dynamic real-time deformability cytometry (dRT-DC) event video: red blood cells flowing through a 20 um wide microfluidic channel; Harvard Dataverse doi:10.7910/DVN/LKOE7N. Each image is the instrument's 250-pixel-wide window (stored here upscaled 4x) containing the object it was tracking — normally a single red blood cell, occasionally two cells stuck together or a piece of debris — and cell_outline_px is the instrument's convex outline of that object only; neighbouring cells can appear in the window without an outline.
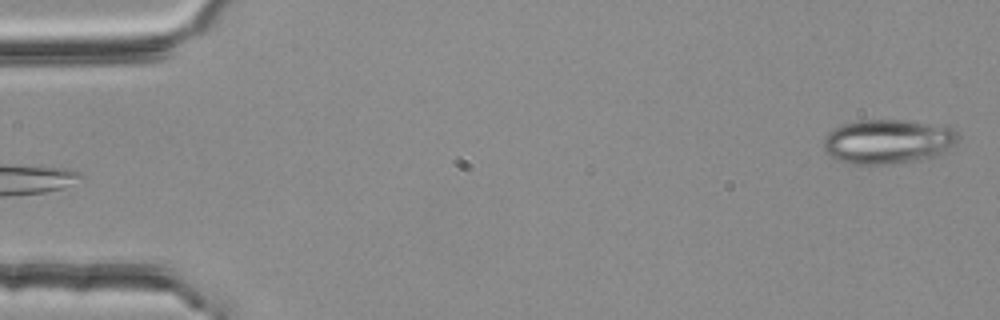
{"species": "common noctule bat (a hibernating species)", "species_latin": "Nyctalus noctula", "temperature_condition": "room temperature", "stored_images_in_passage": 3, "camera_frame_rate_fps": 3000, "um_per_image_px": 0.085, "animal": {"sex": "female", "body_mass_g": 25.1}, "frame": {"image": 1, "passage_image": 3, "time_ms": 0.667, "image_size_px": [1000, 320], "cell_outline_px": [[960, 136], [956, 144], [932, 156], [920, 160], [896, 164], [848, 164], [824, 152], [824, 136], [832, 128], [856, 120], [908, 120], [948, 124], [960, 132]], "centroid_in_image_um": [75.52, 12.0], "position_along_channel_um": 9.5, "area_um2": 35.55}}